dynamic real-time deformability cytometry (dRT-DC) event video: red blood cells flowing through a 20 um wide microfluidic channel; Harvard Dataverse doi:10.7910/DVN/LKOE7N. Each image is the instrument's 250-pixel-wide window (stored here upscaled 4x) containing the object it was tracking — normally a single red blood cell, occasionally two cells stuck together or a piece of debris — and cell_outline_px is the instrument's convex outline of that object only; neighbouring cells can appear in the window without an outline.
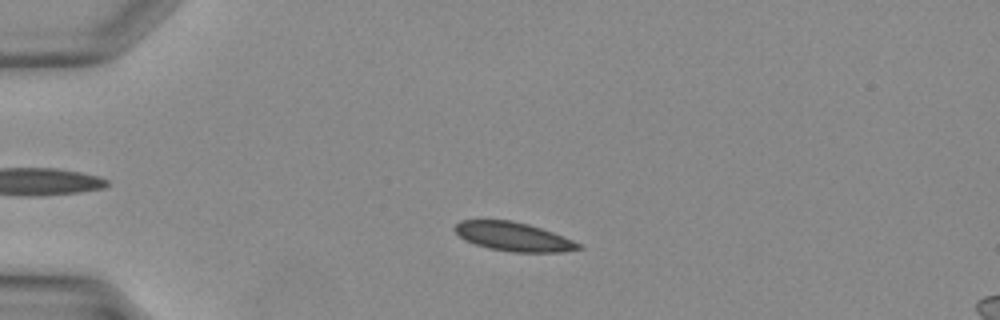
{"species": "Egyptian fruit bat (a non-hibernating species)", "species_latin": "Rousettus aegyptiacus", "temperature_condition": "warm", "stored_images_in_passage": 33, "camera_frame_rate_fps": 3000, "um_per_image_px": 0.085, "animal": {"sex": "female"}, "frame": {"image": 1, "passage_image": 5, "time_ms": 1.333, "image_size_px": [1000, 320], "cell_outline_px": [[584, 248], [564, 252], [512, 252], [488, 248], [464, 240], [452, 228], [460, 220], [508, 220], [528, 224], [552, 232], [584, 244]], "centroid_in_image_um": [43.67, 20.12], "position_along_channel_um": 41.3, "area_um2": 20.87}}
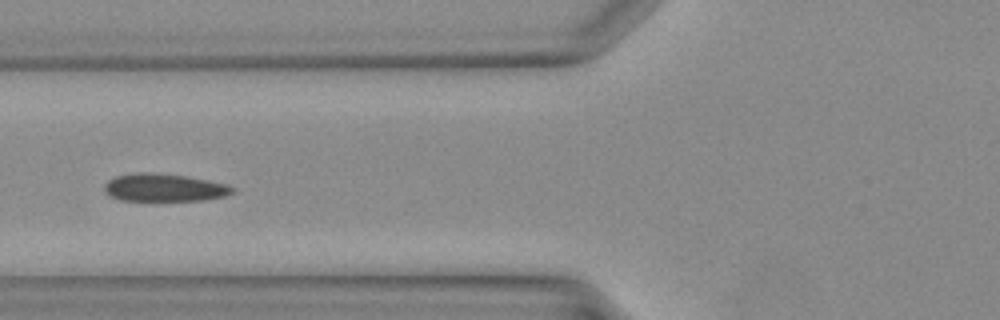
{"frame": {"image": 2, "passage_image": 11, "time_ms": 3.333, "image_size_px": [1000, 320], "cell_outline_px": [[236, 192], [224, 196], [204, 200], [120, 200], [112, 196], [104, 188], [104, 184], [108, 180], [116, 176], [136, 172], [152, 172], [184, 176], [208, 180], [224, 184], [236, 188]], "centroid_in_image_um": [13.98, 15.94], "position_along_channel_um": 111.8, "area_um2": 20.52}}
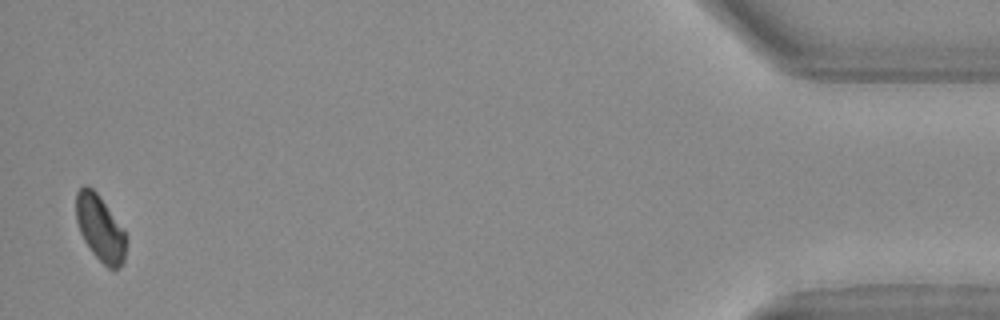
{"frame": {"image": 3, "passage_image": 33, "time_ms": 10.667, "image_size_px": [1000, 320], "cell_outline_px": [[124, 264], [116, 272], [108, 268], [92, 252], [84, 240], [80, 232], [76, 220], [76, 192], [84, 184], [92, 188], [96, 192], [124, 228]], "centroid_in_image_um": [8.5, 19.41], "position_along_channel_um": 426.7, "area_um2": 19.13}}